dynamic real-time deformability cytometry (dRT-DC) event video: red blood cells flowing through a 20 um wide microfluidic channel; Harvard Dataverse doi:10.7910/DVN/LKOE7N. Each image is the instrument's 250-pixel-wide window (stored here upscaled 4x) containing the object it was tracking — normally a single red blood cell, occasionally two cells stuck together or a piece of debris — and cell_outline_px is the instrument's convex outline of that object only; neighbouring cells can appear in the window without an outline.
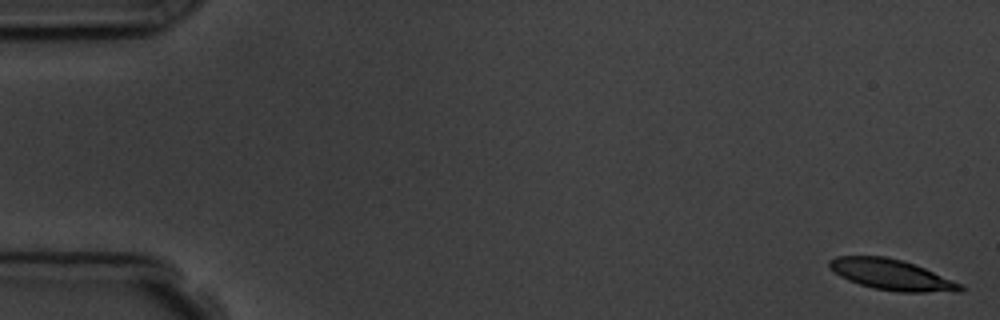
{"species": "common noctule bat (a hibernating species)", "species_latin": "Nyctalus noctula", "temperature_condition": "room temperature", "stored_images_in_passage": 5, "camera_frame_rate_fps": 3000, "um_per_image_px": 0.085, "animal": {"sex": "male", "body_mass_g": 19.5, "forearm_length_mm": 54.6}, "frame": {"image": 1, "passage_image": 1, "time_ms": 0.0, "image_size_px": [1000, 320], "cell_outline_px": [[964, 288], [960, 292], [900, 292], [872, 288], [848, 280], [840, 276], [828, 268], [828, 260], [836, 256], [884, 256], [900, 260], [924, 268], [964, 284]], "centroid_in_image_um": [75.78, 23.36], "position_along_channel_um": 9.2, "area_um2": 23.47}}
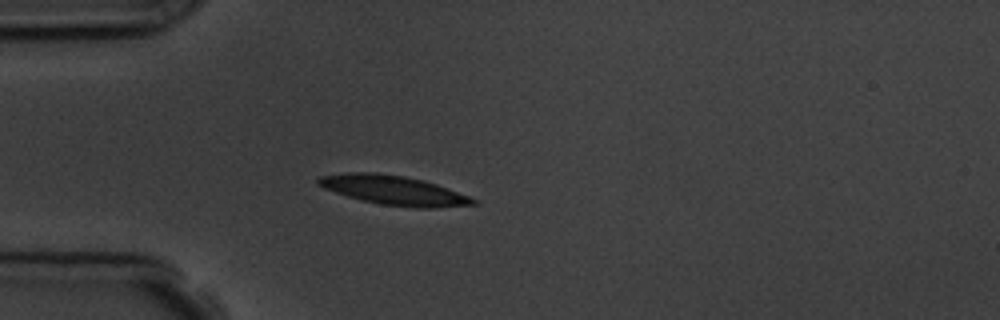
{"frame": {"image": 2, "passage_image": 5, "time_ms": 4.667, "image_size_px": [1000, 320], "cell_outline_px": [[480, 204], [436, 208], [416, 208], [380, 204], [360, 200], [324, 188], [316, 184], [316, 180], [320, 176], [348, 172], [376, 172], [404, 176], [436, 184], [468, 196], [476, 200]], "centroid_in_image_um": [33.45, 16.18], "position_along_channel_um": 51.5, "area_um2": 26.36}}